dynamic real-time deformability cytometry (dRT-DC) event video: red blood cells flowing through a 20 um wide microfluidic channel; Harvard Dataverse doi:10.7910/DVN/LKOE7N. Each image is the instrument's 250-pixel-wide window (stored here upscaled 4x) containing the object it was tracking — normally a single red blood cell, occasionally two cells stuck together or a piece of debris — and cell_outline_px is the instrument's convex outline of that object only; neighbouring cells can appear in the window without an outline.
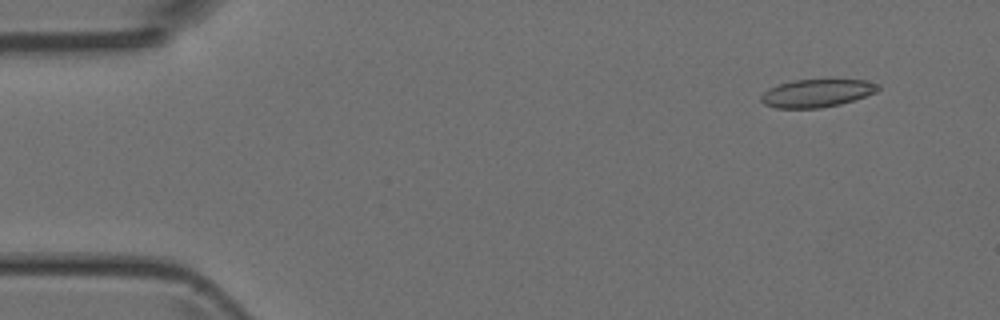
{"species": "Egyptian fruit bat (a non-hibernating species)", "species_latin": "Rousettus aegyptiacus", "temperature_condition": "room temperature", "stored_images_in_passage": 8, "camera_frame_rate_fps": 3000, "um_per_image_px": 0.085, "animal": {"sex": "female"}, "frame": {"image": 1, "passage_image": 1, "time_ms": 0.0, "image_size_px": [1000, 320], "cell_outline_px": [[880, 88], [876, 92], [840, 104], [820, 108], [776, 108], [764, 104], [760, 100], [760, 96], [768, 88], [792, 80], [828, 76], [864, 80], [880, 84]], "centroid_in_image_um": [69.45, 7.85], "position_along_channel_um": 15.5, "area_um2": 19.94}}
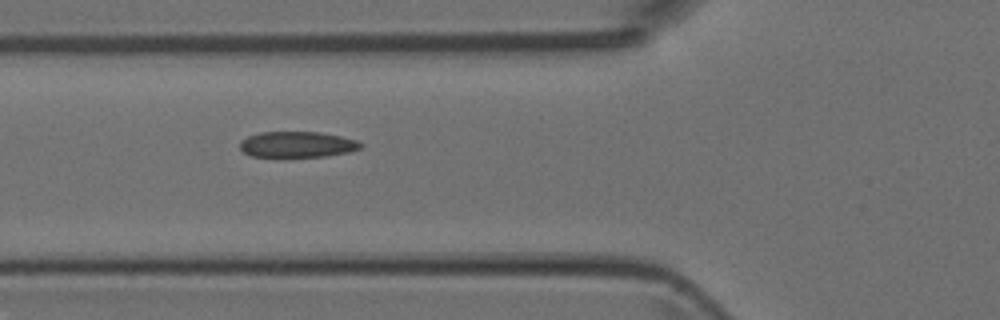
{"frame": {"image": 2, "passage_image": 5, "time_ms": 4.667, "image_size_px": [1000, 320], "cell_outline_px": [[364, 144], [360, 148], [348, 152], [324, 156], [252, 156], [244, 152], [240, 148], [240, 140], [248, 136], [260, 132], [320, 132], [340, 136], [356, 140]], "centroid_in_image_um": [25.26, 12.26], "position_along_channel_um": 100.5, "area_um2": 17.98}}
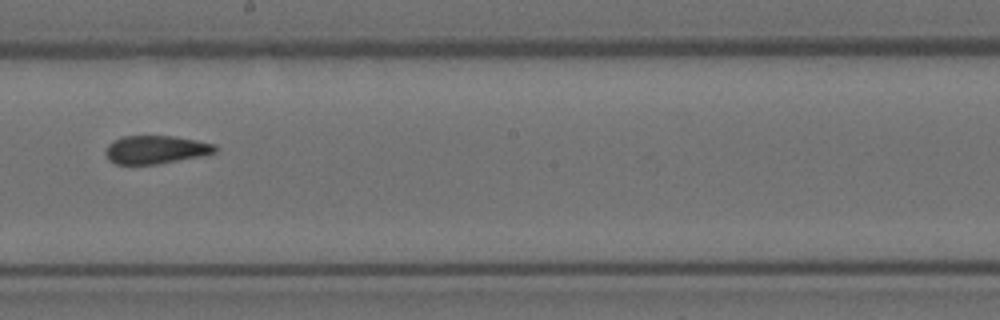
{"frame": {"image": 3, "passage_image": 8, "time_ms": 8.0, "image_size_px": [1000, 320], "cell_outline_px": [[220, 148], [216, 152], [204, 156], [156, 164], [116, 164], [108, 160], [104, 152], [108, 144], [124, 136], [176, 136], [216, 144]], "centroid_in_image_um": [13.29, 12.72], "position_along_channel_um": 234.9, "area_um2": 18.21}}